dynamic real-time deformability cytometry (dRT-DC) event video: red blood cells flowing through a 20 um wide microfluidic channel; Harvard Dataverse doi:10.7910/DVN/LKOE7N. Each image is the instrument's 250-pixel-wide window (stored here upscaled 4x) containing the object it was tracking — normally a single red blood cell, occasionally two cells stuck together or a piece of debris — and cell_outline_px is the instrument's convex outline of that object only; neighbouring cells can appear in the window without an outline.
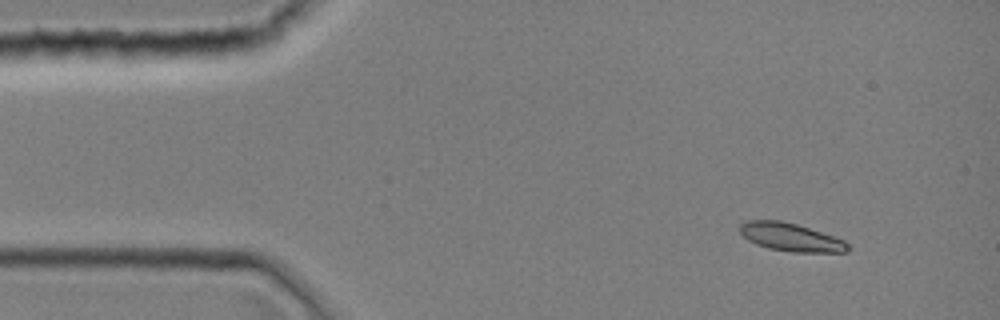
{"species": "common noctule bat (a hibernating species)", "species_latin": "Nyctalus noctula", "temperature_condition": "room temperature", "stored_images_in_passage": 2, "camera_frame_rate_fps": 3000, "um_per_image_px": 0.085, "animal": {"sex": "female", "body_mass_g": 19.0, "forearm_length_mm": 51.5}, "frame": {"image": 1, "passage_image": 1, "time_ms": 0.0, "image_size_px": [1000, 320], "cell_outline_px": [[848, 252], [792, 252], [768, 248], [756, 244], [748, 240], [740, 232], [740, 224], [748, 220], [780, 220], [796, 224], [844, 240], [848, 244]], "centroid_in_image_um": [67.19, 20.16], "position_along_channel_um": 17.8, "area_um2": 17.46}}